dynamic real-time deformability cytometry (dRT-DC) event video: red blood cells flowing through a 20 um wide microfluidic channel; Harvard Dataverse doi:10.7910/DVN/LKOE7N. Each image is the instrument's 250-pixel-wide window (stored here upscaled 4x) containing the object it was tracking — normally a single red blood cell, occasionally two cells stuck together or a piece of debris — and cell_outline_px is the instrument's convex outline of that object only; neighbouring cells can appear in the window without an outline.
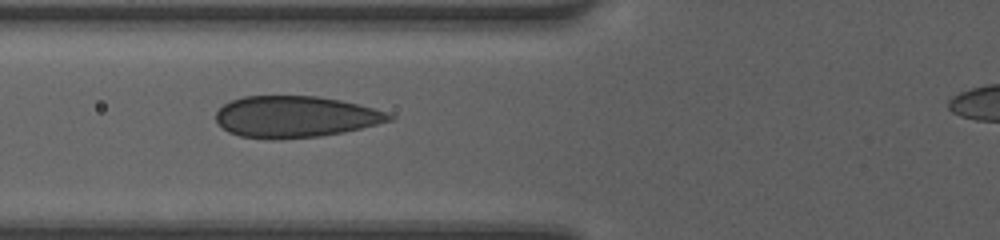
{"species": "human", "species_latin": "Homo sapiens", "temperature_condition": "room temperature", "stored_images_in_passage": 4, "camera_frame_rate_fps": 3000, "um_per_image_px": 0.085, "donor": {"sex": "female"}, "frame": {"image": 1, "passage_image": 2, "time_ms": 0.333, "image_size_px": [1000, 240], "cell_outline_px": [[396, 116], [392, 120], [344, 132], [320, 136], [280, 140], [272, 140], [240, 136], [228, 132], [216, 120], [216, 112], [224, 104], [232, 100], [244, 96], [316, 96], [340, 100], [388, 112]], "centroid_in_image_um": [25.09, 9.93], "position_along_channel_um": 100.7, "area_um2": 41.85}}
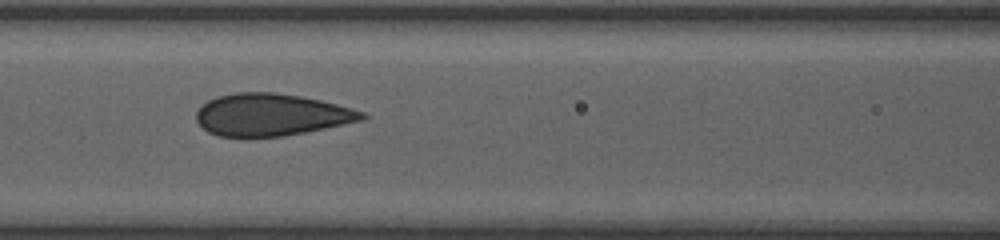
{"frame": {"image": 2, "passage_image": 3, "time_ms": 0.667, "image_size_px": [1000, 240], "cell_outline_px": [[368, 116], [360, 120], [344, 124], [284, 136], [216, 136], [208, 132], [196, 120], [196, 112], [208, 100], [216, 96], [236, 92], [276, 92], [300, 96], [320, 100], [352, 108], [364, 112]], "centroid_in_image_um": [23.03, 9.74], "position_along_channel_um": 143.6, "area_um2": 40.4}}
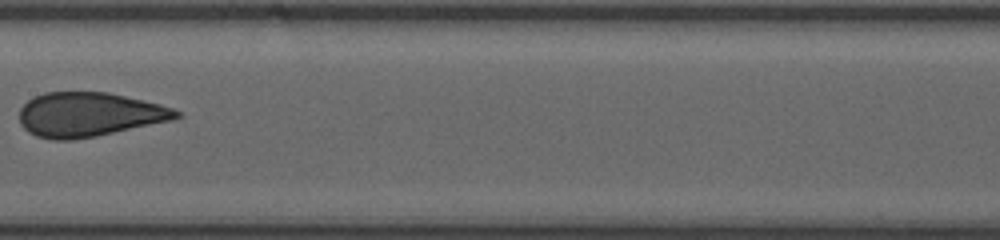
{"frame": {"image": 3, "passage_image": 4, "time_ms": 1.0, "image_size_px": [1000, 240], "cell_outline_px": [[184, 116], [172, 120], [96, 136], [72, 140], [52, 140], [36, 136], [28, 132], [20, 124], [20, 108], [28, 100], [44, 92], [108, 92], [160, 104], [172, 108], [180, 112]], "centroid_in_image_um": [7.57, 9.74], "position_along_channel_um": 199.8, "area_um2": 40.46}}